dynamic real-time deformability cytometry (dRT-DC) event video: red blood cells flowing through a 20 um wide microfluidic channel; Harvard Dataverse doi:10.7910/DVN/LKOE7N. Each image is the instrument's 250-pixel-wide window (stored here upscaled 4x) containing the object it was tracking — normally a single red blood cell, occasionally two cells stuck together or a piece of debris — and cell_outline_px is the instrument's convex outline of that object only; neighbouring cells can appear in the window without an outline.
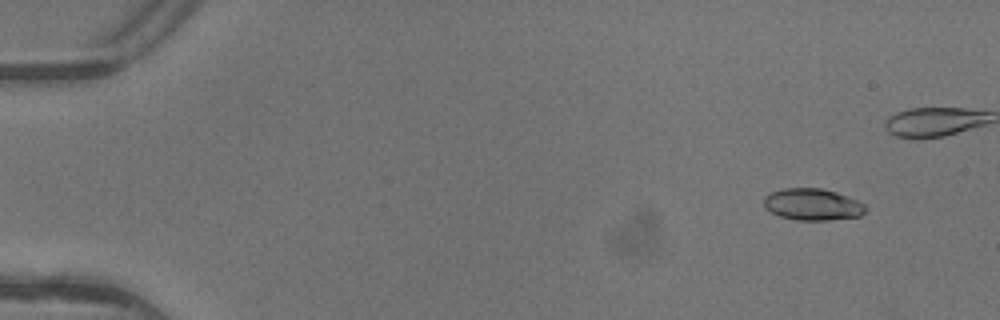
{"species": "common noctule bat (a hibernating species)", "species_latin": "Nyctalus noctula", "temperature_condition": "warm", "stored_images_in_passage": 8, "camera_frame_rate_fps": 3000, "um_per_image_px": 0.085, "animal": {"sex": "female"}, "frame": {"image": 1, "passage_image": 2, "time_ms": 0.333, "image_size_px": [1000, 320], "cell_outline_px": [[868, 208], [860, 216], [828, 220], [796, 220], [780, 216], [764, 208], [764, 196], [772, 192], [784, 188], [820, 188], [836, 192], [848, 196], [864, 204]], "centroid_in_image_um": [69.06, 17.38], "position_along_channel_um": 15.9, "area_um2": 18.79}}
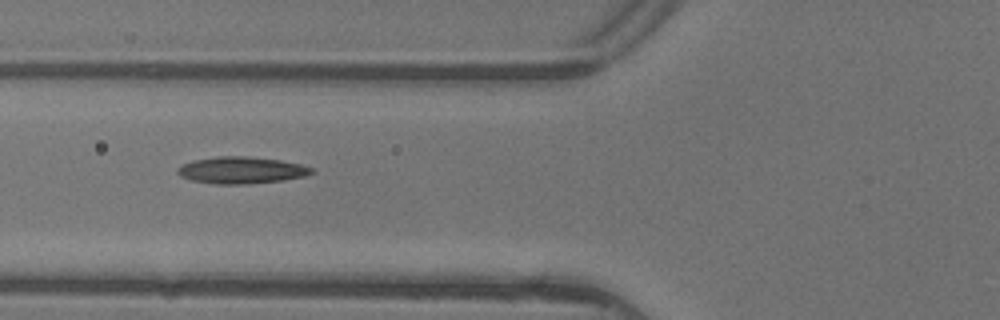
{"frame": {"image": 2, "passage_image": 7, "time_ms": 2.0, "image_size_px": [1000, 320], "cell_outline_px": [[316, 172], [304, 176], [284, 180], [248, 184], [216, 184], [192, 180], [180, 176], [176, 172], [180, 164], [192, 160], [216, 156], [244, 156], [280, 160], [300, 164], [312, 168]], "centroid_in_image_um": [20.49, 14.46], "position_along_channel_um": 105.3, "area_um2": 21.04}}
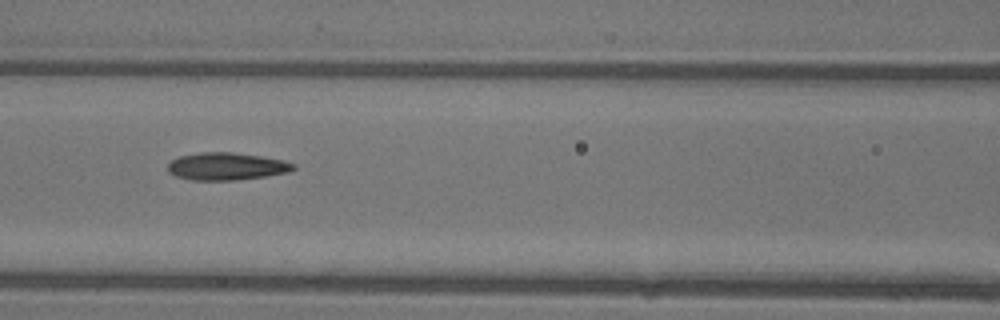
{"frame": {"image": 3, "passage_image": 8, "time_ms": 2.333, "image_size_px": [1000, 320], "cell_outline_px": [[296, 168], [288, 172], [264, 176], [236, 180], [192, 180], [176, 176], [168, 172], [168, 164], [172, 160], [180, 156], [200, 152], [232, 152], [264, 156], [284, 160], [296, 164]], "centroid_in_image_um": [19.27, 14.13], "position_along_channel_um": 147.3, "area_um2": 20.17}}